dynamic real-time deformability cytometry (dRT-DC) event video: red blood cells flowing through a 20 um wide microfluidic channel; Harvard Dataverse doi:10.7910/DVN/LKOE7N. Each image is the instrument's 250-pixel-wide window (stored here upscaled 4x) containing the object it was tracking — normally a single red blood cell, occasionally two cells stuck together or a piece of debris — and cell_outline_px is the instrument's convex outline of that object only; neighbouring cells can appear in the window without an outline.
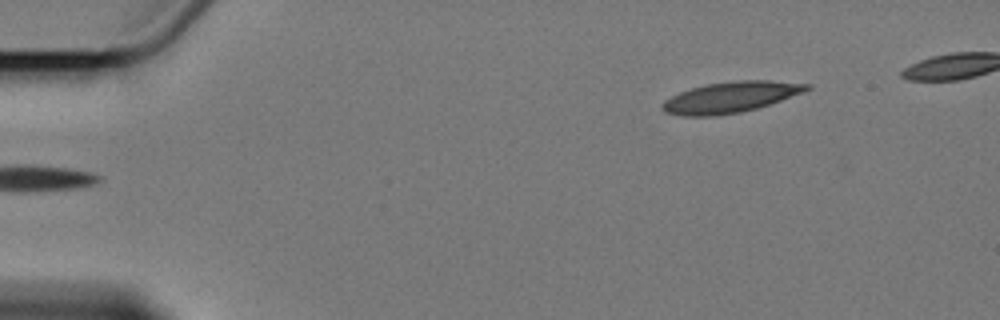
{"species": "Egyptian fruit bat (a non-hibernating species)", "species_latin": "Rousettus aegyptiacus", "temperature_condition": "cold", "stored_images_in_passage": 6, "segment_of_instrument_passage": [2, 2], "camera_frame_rate_fps": 3000, "um_per_image_px": 0.085, "animal": {"sex": "female"}, "frame": {"image": 1, "passage_image": 6, "time_ms": 6.667, "image_size_px": [1000, 320], "cell_outline_px": [[812, 88], [804, 92], [756, 108], [740, 112], [712, 116], [684, 116], [664, 112], [660, 108], [660, 104], [664, 100], [680, 92], [692, 88], [708, 84], [736, 80], [772, 80], [812, 84]], "centroid_in_image_um": [62.09, 8.25], "position_along_channel_um": 22.9, "area_um2": 25.89}}